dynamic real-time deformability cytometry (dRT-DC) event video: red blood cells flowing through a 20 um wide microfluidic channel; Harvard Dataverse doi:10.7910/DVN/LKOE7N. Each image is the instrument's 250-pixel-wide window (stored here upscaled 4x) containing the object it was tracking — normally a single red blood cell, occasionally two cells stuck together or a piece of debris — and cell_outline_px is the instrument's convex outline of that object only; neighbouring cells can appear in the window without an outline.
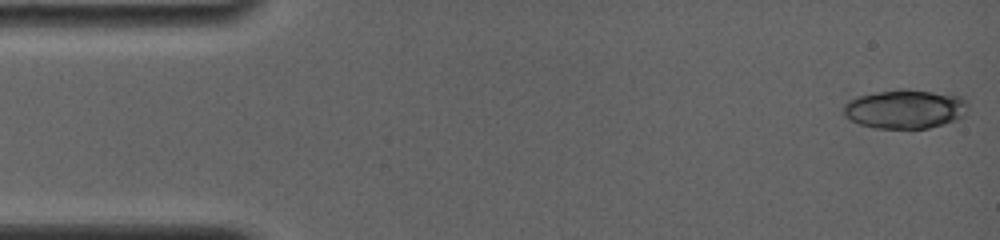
{"species": "common noctule bat (a hibernating species)", "species_latin": "Nyctalus noctula", "temperature_condition": "room temperature", "stored_images_in_passage": 13, "camera_frame_rate_fps": 4000, "um_per_image_px": 0.085, "animal": {"sex": "female", "body_mass_g": 19.0, "forearm_length_mm": 56.7}, "frame": {"image": 1, "passage_image": 1, "time_ms": 0.0, "image_size_px": [1000, 240], "cell_outline_px": [[968, 104], [964, 116], [960, 120], [928, 128], [876, 128], [860, 124], [844, 116], [844, 104], [848, 100], [860, 96], [876, 92], [900, 88], [908, 88], [948, 92], [960, 96], [968, 100]], "centroid_in_image_um": [77.02, 9.24], "position_along_channel_um": 8.0, "area_um2": 28.96}}
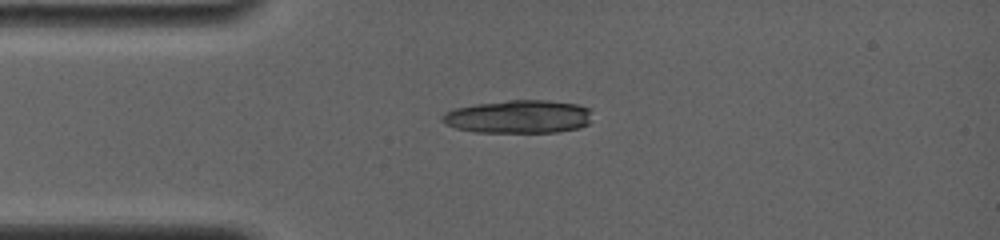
{"frame": {"image": 2, "passage_image": 11, "time_ms": 3.5, "image_size_px": [1000, 240], "cell_outline_px": [[588, 124], [580, 128], [556, 132], [476, 132], [456, 128], [444, 124], [440, 120], [440, 116], [444, 112], [456, 108], [476, 104], [508, 100], [548, 100], [576, 104], [588, 108]], "centroid_in_image_um": [44.01, 9.92], "position_along_channel_um": 41.0, "area_um2": 28.9}}